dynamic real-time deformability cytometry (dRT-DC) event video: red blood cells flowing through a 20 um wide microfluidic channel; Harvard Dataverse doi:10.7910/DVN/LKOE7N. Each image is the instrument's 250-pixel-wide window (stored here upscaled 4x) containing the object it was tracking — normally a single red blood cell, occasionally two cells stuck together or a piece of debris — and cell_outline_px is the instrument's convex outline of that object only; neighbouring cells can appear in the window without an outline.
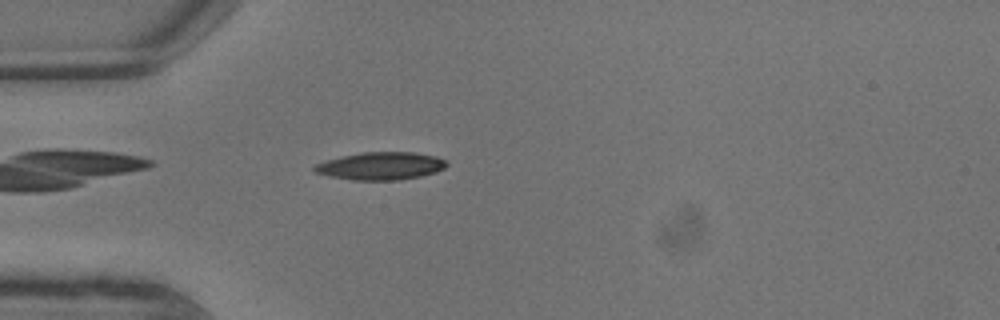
{"species": "common noctule bat (a hibernating species)", "species_latin": "Nyctalus noctula", "temperature_condition": "warm", "stored_images_in_passage": 6, "camera_frame_rate_fps": 3000, "um_per_image_px": 0.085, "animal": {"sex": "male", "body_mass_g": 13.3}, "frame": {"image": 1, "passage_image": 1, "time_ms": 0.0, "image_size_px": [1000, 320], "cell_outline_px": [[448, 164], [444, 168], [436, 172], [420, 176], [400, 180], [352, 180], [328, 176], [316, 172], [312, 168], [316, 164], [324, 160], [360, 152], [412, 152], [436, 156], [444, 160]], "centroid_in_image_um": [32.34, 14.1], "position_along_channel_um": 52.7, "area_um2": 21.39}}
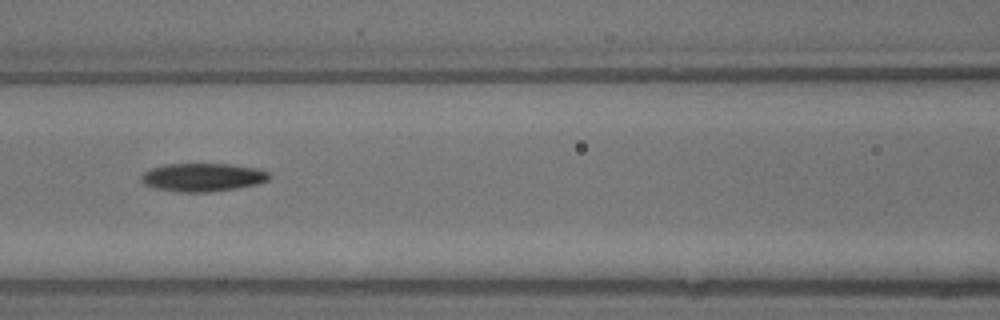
{"frame": {"image": 2, "passage_image": 4, "time_ms": 1.0, "image_size_px": [1000, 320], "cell_outline_px": [[272, 176], [268, 180], [260, 184], [236, 188], [208, 192], [176, 192], [156, 188], [144, 184], [140, 180], [140, 176], [144, 172], [152, 168], [164, 164], [232, 164], [260, 168], [268, 172]], "centroid_in_image_um": [17.26, 15.07], "position_along_channel_um": 149.3, "area_um2": 21.33}}
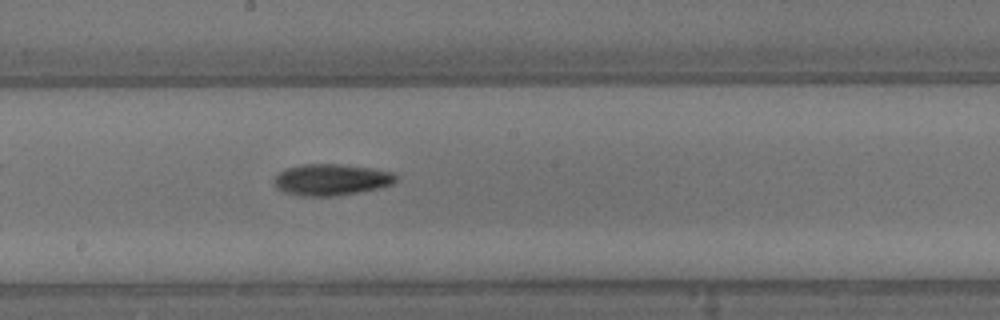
{"frame": {"image": 3, "passage_image": 6, "time_ms": 1.667, "image_size_px": [1000, 320], "cell_outline_px": [[396, 180], [392, 184], [380, 188], [336, 196], [300, 196], [284, 192], [276, 188], [272, 184], [272, 180], [280, 172], [288, 168], [304, 164], [336, 164], [368, 168], [392, 172], [396, 176]], "centroid_in_image_um": [28.11, 15.29], "position_along_channel_um": 220.1, "area_um2": 22.2}}